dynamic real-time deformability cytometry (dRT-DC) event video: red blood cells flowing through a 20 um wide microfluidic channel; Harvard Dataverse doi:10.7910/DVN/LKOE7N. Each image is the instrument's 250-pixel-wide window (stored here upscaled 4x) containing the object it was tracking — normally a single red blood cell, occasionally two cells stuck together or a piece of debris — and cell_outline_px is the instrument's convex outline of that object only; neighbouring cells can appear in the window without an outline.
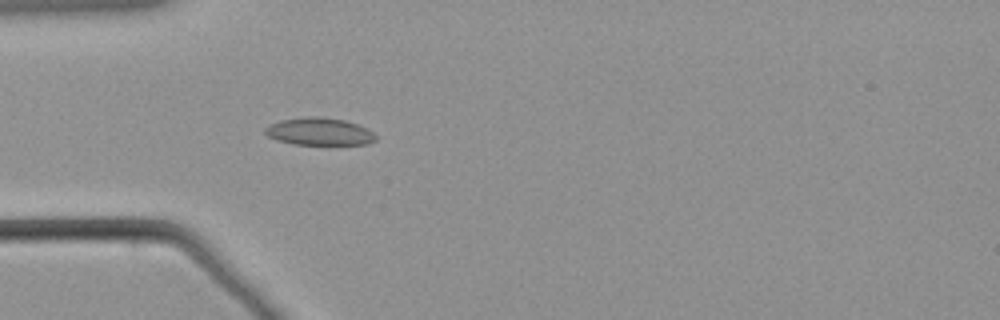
{"species": "common noctule bat (a hibernating species)", "species_latin": "Nyctalus noctula", "temperature_condition": "warm", "stored_images_in_passage": 41, "camera_frame_rate_fps": 3000, "um_per_image_px": 0.085, "animal": {"sex": "male", "body_mass_g": 21.5, "forearm_length_mm": 52.0}, "frame": {"image": 1, "passage_image": 7, "time_ms": 2.0, "image_size_px": [1000, 320], "cell_outline_px": [[376, 140], [368, 144], [292, 144], [276, 140], [268, 136], [264, 132], [264, 128], [268, 124], [280, 120], [308, 116], [316, 116], [344, 120], [368, 128], [376, 136]], "centroid_in_image_um": [27.11, 11.18], "position_along_channel_um": 57.9, "area_um2": 17.74}}
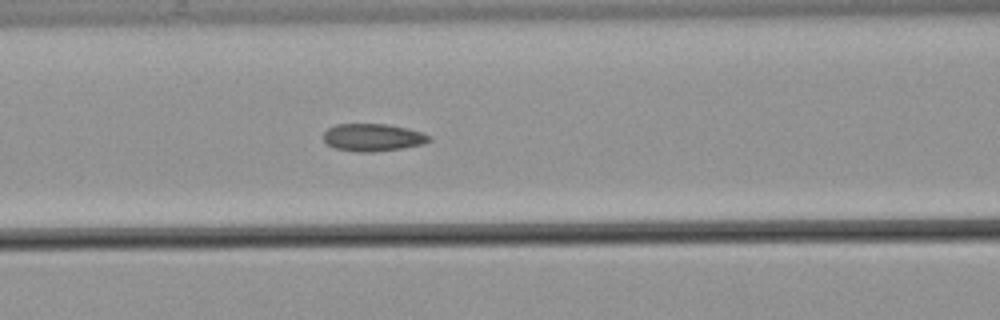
{"frame": {"image": 2, "passage_image": 14, "time_ms": 4.333, "image_size_px": [1000, 320], "cell_outline_px": [[432, 140], [424, 144], [400, 148], [372, 152], [356, 152], [336, 148], [328, 144], [324, 140], [324, 132], [328, 128], [336, 124], [388, 124], [408, 128], [432, 136]], "centroid_in_image_um": [31.71, 11.67], "position_along_channel_um": 134.9, "area_um2": 16.94}}
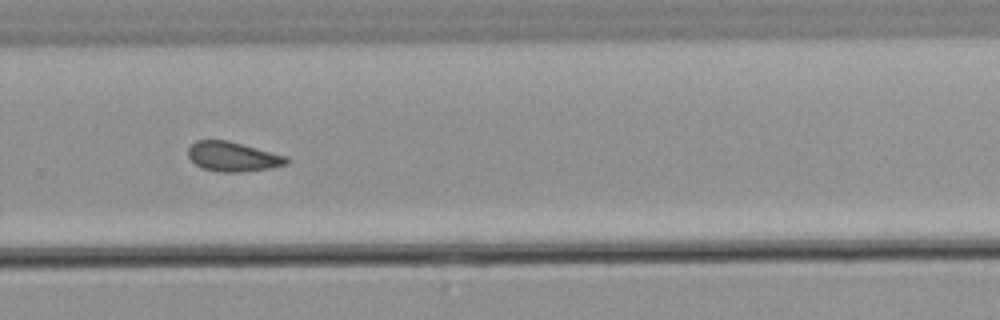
{"frame": {"image": 3, "passage_image": 29, "time_ms": 9.333, "image_size_px": [1000, 320], "cell_outline_px": [[288, 164], [268, 168], [240, 172], [220, 172], [204, 168], [196, 164], [188, 156], [188, 148], [196, 140], [228, 140], [288, 156]], "centroid_in_image_um": [19.8, 13.3], "position_along_channel_um": 310.0, "area_um2": 16.88}}